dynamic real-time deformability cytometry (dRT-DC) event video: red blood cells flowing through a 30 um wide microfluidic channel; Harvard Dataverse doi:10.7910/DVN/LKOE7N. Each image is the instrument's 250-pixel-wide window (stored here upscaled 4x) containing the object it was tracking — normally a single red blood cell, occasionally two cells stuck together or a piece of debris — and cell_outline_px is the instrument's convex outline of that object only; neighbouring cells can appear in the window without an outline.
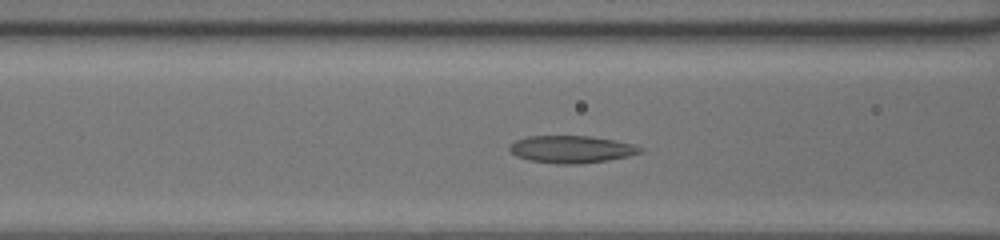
{"species": "common noctule bat (a hibernating species)", "species_latin": "Nyctalus noctula", "temperature_condition": "room temperature", "stored_images_in_passage": 42, "camera_frame_rate_fps": 3000, "um_per_image_px": 0.085, "animal": {"sex": "female", "body_mass_g": 20.0, "forearm_length_mm": 54.0}, "frame": {"image": 1, "passage_image": 15, "time_ms": 4.667, "image_size_px": [1000, 240], "cell_outline_px": [[644, 152], [628, 156], [608, 160], [580, 164], [556, 164], [528, 160], [516, 156], [508, 148], [508, 144], [516, 140], [528, 136], [592, 136], [632, 144], [644, 148]], "centroid_in_image_um": [48.56, 12.69], "position_along_channel_um": 118.0, "area_um2": 20.92}}
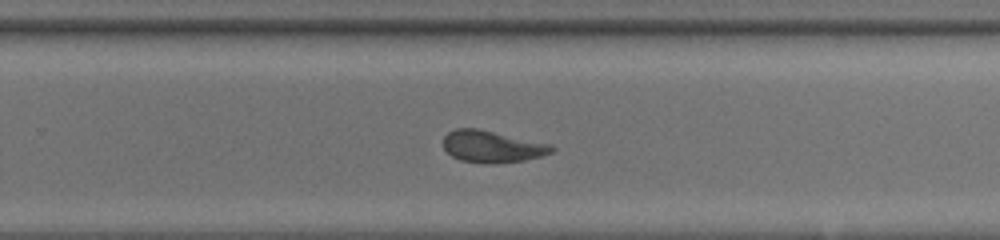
{"frame": {"image": 2, "passage_image": 27, "time_ms": 8.667, "image_size_px": [1000, 240], "cell_outline_px": [[556, 148], [552, 152], [540, 156], [524, 160], [496, 164], [488, 164], [460, 160], [452, 156], [444, 148], [444, 136], [448, 132], [456, 128], [476, 128], [552, 144]], "centroid_in_image_um": [41.84, 12.46], "position_along_channel_um": 288.0, "area_um2": 20.11}}
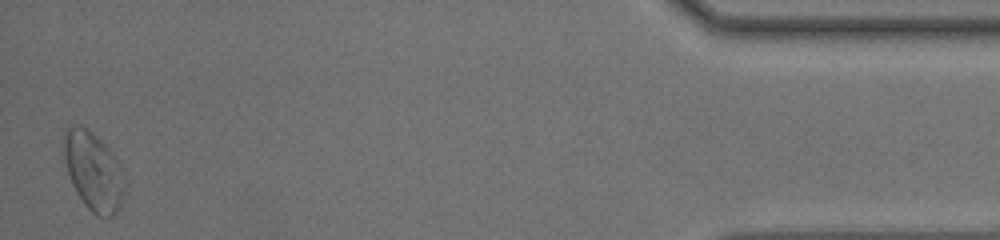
{"frame": {"image": 3, "passage_image": 42, "time_ms": 13.667, "image_size_px": [1000, 240], "cell_outline_px": [[124, 192], [120, 204], [116, 212], [112, 216], [96, 216], [84, 204], [76, 192], [72, 184], [68, 172], [64, 156], [64, 132], [72, 124], [84, 124], [116, 156], [124, 172]], "centroid_in_image_um": [7.95, 14.52], "position_along_channel_um": 427.3, "area_um2": 27.86}, "authors_computed_cell_mechanics": {"area_um2": 20.6057, "velocity_mm_per_s": 4.2622, "shape_relaxation_time_tau1_ms": null, "shape_relaxation_time_tau2_ms": 1.7362, "deformation_change_tau1": null, "deformation_change_tau2": 0.0791}}